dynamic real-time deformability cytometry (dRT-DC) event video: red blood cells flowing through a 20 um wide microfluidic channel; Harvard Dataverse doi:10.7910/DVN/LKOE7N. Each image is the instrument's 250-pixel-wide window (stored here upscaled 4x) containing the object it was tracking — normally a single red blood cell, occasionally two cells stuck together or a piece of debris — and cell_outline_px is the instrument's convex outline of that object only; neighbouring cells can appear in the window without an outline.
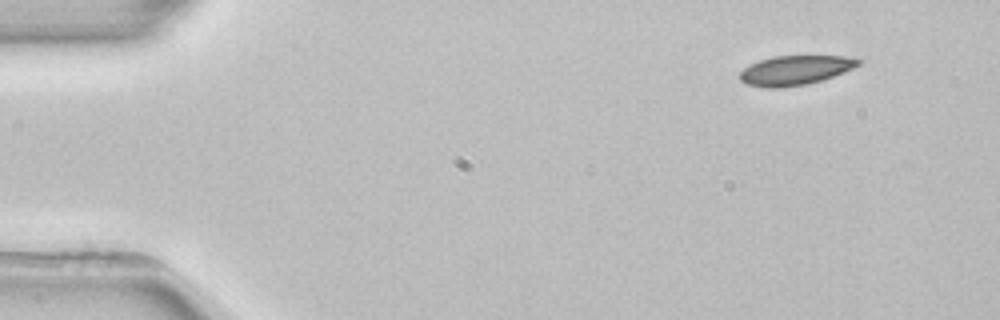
{"species": "common noctule bat (a hibernating species)", "species_latin": "Nyctalus noctula", "temperature_condition": "room temperature", "stored_images_in_passage": 4, "camera_frame_rate_fps": 3000, "um_per_image_px": 0.085, "animal": {"sex": "female", "body_mass_g": 22.7, "forearm_length_mm": 54.2}, "frame": {"image": 1, "passage_image": 1, "time_ms": 0.0, "image_size_px": [1000, 320], "cell_outline_px": [[864, 60], [860, 64], [852, 68], [832, 76], [808, 84], [780, 88], [764, 88], [744, 84], [740, 80], [740, 72], [744, 68], [760, 60], [772, 56], [844, 56]], "centroid_in_image_um": [67.55, 5.98], "position_along_channel_um": 17.4, "area_um2": 20.29}}